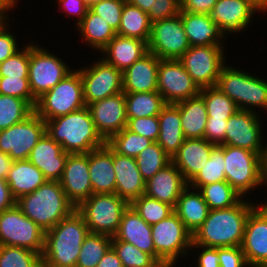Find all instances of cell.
<instances>
[{
  "label": "cell",
  "mask_w": 267,
  "mask_h": 267,
  "mask_svg": "<svg viewBox=\"0 0 267 267\" xmlns=\"http://www.w3.org/2000/svg\"><path fill=\"white\" fill-rule=\"evenodd\" d=\"M256 206L242 198L230 208L209 210L207 219L192 234V245L212 248L241 246L247 218Z\"/></svg>",
  "instance_id": "cell-1"
},
{
  "label": "cell",
  "mask_w": 267,
  "mask_h": 267,
  "mask_svg": "<svg viewBox=\"0 0 267 267\" xmlns=\"http://www.w3.org/2000/svg\"><path fill=\"white\" fill-rule=\"evenodd\" d=\"M88 234L83 216L75 209L45 232L42 267H75Z\"/></svg>",
  "instance_id": "cell-2"
},
{
  "label": "cell",
  "mask_w": 267,
  "mask_h": 267,
  "mask_svg": "<svg viewBox=\"0 0 267 267\" xmlns=\"http://www.w3.org/2000/svg\"><path fill=\"white\" fill-rule=\"evenodd\" d=\"M46 134L69 154L89 153L106 141L97 132L87 106L45 121Z\"/></svg>",
  "instance_id": "cell-3"
},
{
  "label": "cell",
  "mask_w": 267,
  "mask_h": 267,
  "mask_svg": "<svg viewBox=\"0 0 267 267\" xmlns=\"http://www.w3.org/2000/svg\"><path fill=\"white\" fill-rule=\"evenodd\" d=\"M23 214L45 232L69 216L75 205L67 198L59 181L47 180L34 192L16 200Z\"/></svg>",
  "instance_id": "cell-4"
},
{
  "label": "cell",
  "mask_w": 267,
  "mask_h": 267,
  "mask_svg": "<svg viewBox=\"0 0 267 267\" xmlns=\"http://www.w3.org/2000/svg\"><path fill=\"white\" fill-rule=\"evenodd\" d=\"M130 204L116 193L92 194L76 210L83 216L89 233L113 237L119 228L123 212Z\"/></svg>",
  "instance_id": "cell-5"
},
{
  "label": "cell",
  "mask_w": 267,
  "mask_h": 267,
  "mask_svg": "<svg viewBox=\"0 0 267 267\" xmlns=\"http://www.w3.org/2000/svg\"><path fill=\"white\" fill-rule=\"evenodd\" d=\"M85 106L82 78L80 71L76 69L38 98L34 111L47 121Z\"/></svg>",
  "instance_id": "cell-6"
},
{
  "label": "cell",
  "mask_w": 267,
  "mask_h": 267,
  "mask_svg": "<svg viewBox=\"0 0 267 267\" xmlns=\"http://www.w3.org/2000/svg\"><path fill=\"white\" fill-rule=\"evenodd\" d=\"M67 65L50 50L30 42L28 80L32 95L38 99L45 92L54 88L73 71Z\"/></svg>",
  "instance_id": "cell-7"
},
{
  "label": "cell",
  "mask_w": 267,
  "mask_h": 267,
  "mask_svg": "<svg viewBox=\"0 0 267 267\" xmlns=\"http://www.w3.org/2000/svg\"><path fill=\"white\" fill-rule=\"evenodd\" d=\"M151 233L155 260L159 264L176 263L177 258H183V255H187L188 250H191L192 233L175 213L151 225Z\"/></svg>",
  "instance_id": "cell-8"
},
{
  "label": "cell",
  "mask_w": 267,
  "mask_h": 267,
  "mask_svg": "<svg viewBox=\"0 0 267 267\" xmlns=\"http://www.w3.org/2000/svg\"><path fill=\"white\" fill-rule=\"evenodd\" d=\"M45 231L13 206L0 213V245L22 247L42 255Z\"/></svg>",
  "instance_id": "cell-9"
},
{
  "label": "cell",
  "mask_w": 267,
  "mask_h": 267,
  "mask_svg": "<svg viewBox=\"0 0 267 267\" xmlns=\"http://www.w3.org/2000/svg\"><path fill=\"white\" fill-rule=\"evenodd\" d=\"M226 181L242 196L263 186L260 153L224 145Z\"/></svg>",
  "instance_id": "cell-10"
},
{
  "label": "cell",
  "mask_w": 267,
  "mask_h": 267,
  "mask_svg": "<svg viewBox=\"0 0 267 267\" xmlns=\"http://www.w3.org/2000/svg\"><path fill=\"white\" fill-rule=\"evenodd\" d=\"M223 48L221 45L191 46L178 59L200 89L216 86L226 64Z\"/></svg>",
  "instance_id": "cell-11"
},
{
  "label": "cell",
  "mask_w": 267,
  "mask_h": 267,
  "mask_svg": "<svg viewBox=\"0 0 267 267\" xmlns=\"http://www.w3.org/2000/svg\"><path fill=\"white\" fill-rule=\"evenodd\" d=\"M45 133V121L34 111L24 121L0 131V151L14 161L27 160Z\"/></svg>",
  "instance_id": "cell-12"
},
{
  "label": "cell",
  "mask_w": 267,
  "mask_h": 267,
  "mask_svg": "<svg viewBox=\"0 0 267 267\" xmlns=\"http://www.w3.org/2000/svg\"><path fill=\"white\" fill-rule=\"evenodd\" d=\"M190 47L180 14L151 23L148 50L159 59L178 60Z\"/></svg>",
  "instance_id": "cell-13"
},
{
  "label": "cell",
  "mask_w": 267,
  "mask_h": 267,
  "mask_svg": "<svg viewBox=\"0 0 267 267\" xmlns=\"http://www.w3.org/2000/svg\"><path fill=\"white\" fill-rule=\"evenodd\" d=\"M85 105L123 92L122 71L103 58L93 65L80 67Z\"/></svg>",
  "instance_id": "cell-14"
},
{
  "label": "cell",
  "mask_w": 267,
  "mask_h": 267,
  "mask_svg": "<svg viewBox=\"0 0 267 267\" xmlns=\"http://www.w3.org/2000/svg\"><path fill=\"white\" fill-rule=\"evenodd\" d=\"M157 91L167 104L199 95L200 88L176 59H159Z\"/></svg>",
  "instance_id": "cell-15"
},
{
  "label": "cell",
  "mask_w": 267,
  "mask_h": 267,
  "mask_svg": "<svg viewBox=\"0 0 267 267\" xmlns=\"http://www.w3.org/2000/svg\"><path fill=\"white\" fill-rule=\"evenodd\" d=\"M259 112L238 110L227 122L225 145L252 152L262 151V125Z\"/></svg>",
  "instance_id": "cell-16"
},
{
  "label": "cell",
  "mask_w": 267,
  "mask_h": 267,
  "mask_svg": "<svg viewBox=\"0 0 267 267\" xmlns=\"http://www.w3.org/2000/svg\"><path fill=\"white\" fill-rule=\"evenodd\" d=\"M241 249L249 266L267 265V201L250 212Z\"/></svg>",
  "instance_id": "cell-17"
},
{
  "label": "cell",
  "mask_w": 267,
  "mask_h": 267,
  "mask_svg": "<svg viewBox=\"0 0 267 267\" xmlns=\"http://www.w3.org/2000/svg\"><path fill=\"white\" fill-rule=\"evenodd\" d=\"M97 132L107 141L127 126L125 93L107 97L87 105Z\"/></svg>",
  "instance_id": "cell-18"
},
{
  "label": "cell",
  "mask_w": 267,
  "mask_h": 267,
  "mask_svg": "<svg viewBox=\"0 0 267 267\" xmlns=\"http://www.w3.org/2000/svg\"><path fill=\"white\" fill-rule=\"evenodd\" d=\"M59 182L75 207L89 198L93 194L89 177V153L68 154Z\"/></svg>",
  "instance_id": "cell-19"
},
{
  "label": "cell",
  "mask_w": 267,
  "mask_h": 267,
  "mask_svg": "<svg viewBox=\"0 0 267 267\" xmlns=\"http://www.w3.org/2000/svg\"><path fill=\"white\" fill-rule=\"evenodd\" d=\"M258 11L250 0H218L209 15L226 35L246 30Z\"/></svg>",
  "instance_id": "cell-20"
},
{
  "label": "cell",
  "mask_w": 267,
  "mask_h": 267,
  "mask_svg": "<svg viewBox=\"0 0 267 267\" xmlns=\"http://www.w3.org/2000/svg\"><path fill=\"white\" fill-rule=\"evenodd\" d=\"M68 154L45 133L31 150L28 160L43 173L46 180L60 181Z\"/></svg>",
  "instance_id": "cell-21"
},
{
  "label": "cell",
  "mask_w": 267,
  "mask_h": 267,
  "mask_svg": "<svg viewBox=\"0 0 267 267\" xmlns=\"http://www.w3.org/2000/svg\"><path fill=\"white\" fill-rule=\"evenodd\" d=\"M188 186L183 174L171 161L145 182V195L175 207L180 194Z\"/></svg>",
  "instance_id": "cell-22"
},
{
  "label": "cell",
  "mask_w": 267,
  "mask_h": 267,
  "mask_svg": "<svg viewBox=\"0 0 267 267\" xmlns=\"http://www.w3.org/2000/svg\"><path fill=\"white\" fill-rule=\"evenodd\" d=\"M113 168L116 177L115 193L129 204L145 194V181L135 158L113 151Z\"/></svg>",
  "instance_id": "cell-23"
},
{
  "label": "cell",
  "mask_w": 267,
  "mask_h": 267,
  "mask_svg": "<svg viewBox=\"0 0 267 267\" xmlns=\"http://www.w3.org/2000/svg\"><path fill=\"white\" fill-rule=\"evenodd\" d=\"M159 58L151 52L122 72L124 93L157 91Z\"/></svg>",
  "instance_id": "cell-24"
},
{
  "label": "cell",
  "mask_w": 267,
  "mask_h": 267,
  "mask_svg": "<svg viewBox=\"0 0 267 267\" xmlns=\"http://www.w3.org/2000/svg\"><path fill=\"white\" fill-rule=\"evenodd\" d=\"M216 146L204 138L185 139L172 162L189 183L210 159Z\"/></svg>",
  "instance_id": "cell-25"
},
{
  "label": "cell",
  "mask_w": 267,
  "mask_h": 267,
  "mask_svg": "<svg viewBox=\"0 0 267 267\" xmlns=\"http://www.w3.org/2000/svg\"><path fill=\"white\" fill-rule=\"evenodd\" d=\"M113 237L133 244L155 259L151 225L147 224L131 205L123 212L118 231Z\"/></svg>",
  "instance_id": "cell-26"
},
{
  "label": "cell",
  "mask_w": 267,
  "mask_h": 267,
  "mask_svg": "<svg viewBox=\"0 0 267 267\" xmlns=\"http://www.w3.org/2000/svg\"><path fill=\"white\" fill-rule=\"evenodd\" d=\"M180 16L190 46H222L226 35L209 14L181 11Z\"/></svg>",
  "instance_id": "cell-27"
},
{
  "label": "cell",
  "mask_w": 267,
  "mask_h": 267,
  "mask_svg": "<svg viewBox=\"0 0 267 267\" xmlns=\"http://www.w3.org/2000/svg\"><path fill=\"white\" fill-rule=\"evenodd\" d=\"M107 63L124 71L149 52L148 43L130 37L116 35L101 51Z\"/></svg>",
  "instance_id": "cell-28"
},
{
  "label": "cell",
  "mask_w": 267,
  "mask_h": 267,
  "mask_svg": "<svg viewBox=\"0 0 267 267\" xmlns=\"http://www.w3.org/2000/svg\"><path fill=\"white\" fill-rule=\"evenodd\" d=\"M89 177L93 194L115 193L113 150L107 144L89 152Z\"/></svg>",
  "instance_id": "cell-29"
},
{
  "label": "cell",
  "mask_w": 267,
  "mask_h": 267,
  "mask_svg": "<svg viewBox=\"0 0 267 267\" xmlns=\"http://www.w3.org/2000/svg\"><path fill=\"white\" fill-rule=\"evenodd\" d=\"M158 119L160 132L157 143L172 159L186 139L181 126L179 109L174 104H166Z\"/></svg>",
  "instance_id": "cell-30"
},
{
  "label": "cell",
  "mask_w": 267,
  "mask_h": 267,
  "mask_svg": "<svg viewBox=\"0 0 267 267\" xmlns=\"http://www.w3.org/2000/svg\"><path fill=\"white\" fill-rule=\"evenodd\" d=\"M195 190L188 185L180 194L174 207V213L192 234L204 223L209 213L202 194L198 189Z\"/></svg>",
  "instance_id": "cell-31"
},
{
  "label": "cell",
  "mask_w": 267,
  "mask_h": 267,
  "mask_svg": "<svg viewBox=\"0 0 267 267\" xmlns=\"http://www.w3.org/2000/svg\"><path fill=\"white\" fill-rule=\"evenodd\" d=\"M46 181L43 173L28 159L15 160L6 178L16 200L23 195L34 192Z\"/></svg>",
  "instance_id": "cell-32"
},
{
  "label": "cell",
  "mask_w": 267,
  "mask_h": 267,
  "mask_svg": "<svg viewBox=\"0 0 267 267\" xmlns=\"http://www.w3.org/2000/svg\"><path fill=\"white\" fill-rule=\"evenodd\" d=\"M180 112L181 126L186 139L204 138L207 109L204 99L198 95L174 104Z\"/></svg>",
  "instance_id": "cell-33"
},
{
  "label": "cell",
  "mask_w": 267,
  "mask_h": 267,
  "mask_svg": "<svg viewBox=\"0 0 267 267\" xmlns=\"http://www.w3.org/2000/svg\"><path fill=\"white\" fill-rule=\"evenodd\" d=\"M86 45L100 51L117 35L114 29L90 9L83 20L76 25Z\"/></svg>",
  "instance_id": "cell-34"
},
{
  "label": "cell",
  "mask_w": 267,
  "mask_h": 267,
  "mask_svg": "<svg viewBox=\"0 0 267 267\" xmlns=\"http://www.w3.org/2000/svg\"><path fill=\"white\" fill-rule=\"evenodd\" d=\"M248 72L225 65L219 75L216 87L228 96L240 110H246Z\"/></svg>",
  "instance_id": "cell-35"
},
{
  "label": "cell",
  "mask_w": 267,
  "mask_h": 267,
  "mask_svg": "<svg viewBox=\"0 0 267 267\" xmlns=\"http://www.w3.org/2000/svg\"><path fill=\"white\" fill-rule=\"evenodd\" d=\"M150 33L151 22L148 14L125 1L121 13L120 27L116 34L122 37L137 38L148 43Z\"/></svg>",
  "instance_id": "cell-36"
},
{
  "label": "cell",
  "mask_w": 267,
  "mask_h": 267,
  "mask_svg": "<svg viewBox=\"0 0 267 267\" xmlns=\"http://www.w3.org/2000/svg\"><path fill=\"white\" fill-rule=\"evenodd\" d=\"M125 101L128 119L158 116L167 104L158 91L125 93Z\"/></svg>",
  "instance_id": "cell-37"
},
{
  "label": "cell",
  "mask_w": 267,
  "mask_h": 267,
  "mask_svg": "<svg viewBox=\"0 0 267 267\" xmlns=\"http://www.w3.org/2000/svg\"><path fill=\"white\" fill-rule=\"evenodd\" d=\"M209 210L227 209L236 205L242 196L227 182H215L199 189Z\"/></svg>",
  "instance_id": "cell-38"
},
{
  "label": "cell",
  "mask_w": 267,
  "mask_h": 267,
  "mask_svg": "<svg viewBox=\"0 0 267 267\" xmlns=\"http://www.w3.org/2000/svg\"><path fill=\"white\" fill-rule=\"evenodd\" d=\"M111 246V236L89 233L82 243L75 267H97V264Z\"/></svg>",
  "instance_id": "cell-39"
},
{
  "label": "cell",
  "mask_w": 267,
  "mask_h": 267,
  "mask_svg": "<svg viewBox=\"0 0 267 267\" xmlns=\"http://www.w3.org/2000/svg\"><path fill=\"white\" fill-rule=\"evenodd\" d=\"M221 181H226L224 145H218L212 150L210 159L188 185L199 189L201 186Z\"/></svg>",
  "instance_id": "cell-40"
},
{
  "label": "cell",
  "mask_w": 267,
  "mask_h": 267,
  "mask_svg": "<svg viewBox=\"0 0 267 267\" xmlns=\"http://www.w3.org/2000/svg\"><path fill=\"white\" fill-rule=\"evenodd\" d=\"M199 95L205 101L207 119L228 120L239 110L236 104L216 86L201 88Z\"/></svg>",
  "instance_id": "cell-41"
},
{
  "label": "cell",
  "mask_w": 267,
  "mask_h": 267,
  "mask_svg": "<svg viewBox=\"0 0 267 267\" xmlns=\"http://www.w3.org/2000/svg\"><path fill=\"white\" fill-rule=\"evenodd\" d=\"M33 112L26 100L0 94V131L24 121Z\"/></svg>",
  "instance_id": "cell-42"
},
{
  "label": "cell",
  "mask_w": 267,
  "mask_h": 267,
  "mask_svg": "<svg viewBox=\"0 0 267 267\" xmlns=\"http://www.w3.org/2000/svg\"><path fill=\"white\" fill-rule=\"evenodd\" d=\"M153 143L150 139L124 128L112 135L106 144L120 155L136 158L146 147Z\"/></svg>",
  "instance_id": "cell-43"
},
{
  "label": "cell",
  "mask_w": 267,
  "mask_h": 267,
  "mask_svg": "<svg viewBox=\"0 0 267 267\" xmlns=\"http://www.w3.org/2000/svg\"><path fill=\"white\" fill-rule=\"evenodd\" d=\"M135 160L145 182L172 161L157 142L146 147Z\"/></svg>",
  "instance_id": "cell-44"
},
{
  "label": "cell",
  "mask_w": 267,
  "mask_h": 267,
  "mask_svg": "<svg viewBox=\"0 0 267 267\" xmlns=\"http://www.w3.org/2000/svg\"><path fill=\"white\" fill-rule=\"evenodd\" d=\"M130 205L149 225L156 224L174 213L173 206L145 194L135 199Z\"/></svg>",
  "instance_id": "cell-45"
},
{
  "label": "cell",
  "mask_w": 267,
  "mask_h": 267,
  "mask_svg": "<svg viewBox=\"0 0 267 267\" xmlns=\"http://www.w3.org/2000/svg\"><path fill=\"white\" fill-rule=\"evenodd\" d=\"M0 267H42V257L26 248L0 245Z\"/></svg>",
  "instance_id": "cell-46"
},
{
  "label": "cell",
  "mask_w": 267,
  "mask_h": 267,
  "mask_svg": "<svg viewBox=\"0 0 267 267\" xmlns=\"http://www.w3.org/2000/svg\"><path fill=\"white\" fill-rule=\"evenodd\" d=\"M112 247L124 267H156L159 263L148 253L133 244L116 240L112 237Z\"/></svg>",
  "instance_id": "cell-47"
},
{
  "label": "cell",
  "mask_w": 267,
  "mask_h": 267,
  "mask_svg": "<svg viewBox=\"0 0 267 267\" xmlns=\"http://www.w3.org/2000/svg\"><path fill=\"white\" fill-rule=\"evenodd\" d=\"M29 43L0 63V77L28 79Z\"/></svg>",
  "instance_id": "cell-48"
},
{
  "label": "cell",
  "mask_w": 267,
  "mask_h": 267,
  "mask_svg": "<svg viewBox=\"0 0 267 267\" xmlns=\"http://www.w3.org/2000/svg\"><path fill=\"white\" fill-rule=\"evenodd\" d=\"M0 94L26 100L33 108L37 103V99L32 95L28 79L0 77Z\"/></svg>",
  "instance_id": "cell-49"
},
{
  "label": "cell",
  "mask_w": 267,
  "mask_h": 267,
  "mask_svg": "<svg viewBox=\"0 0 267 267\" xmlns=\"http://www.w3.org/2000/svg\"><path fill=\"white\" fill-rule=\"evenodd\" d=\"M255 106L267 110V81L248 73L246 110L255 112Z\"/></svg>",
  "instance_id": "cell-50"
},
{
  "label": "cell",
  "mask_w": 267,
  "mask_h": 267,
  "mask_svg": "<svg viewBox=\"0 0 267 267\" xmlns=\"http://www.w3.org/2000/svg\"><path fill=\"white\" fill-rule=\"evenodd\" d=\"M126 0H101L90 6V10L101 16L115 32L120 27L122 9Z\"/></svg>",
  "instance_id": "cell-51"
},
{
  "label": "cell",
  "mask_w": 267,
  "mask_h": 267,
  "mask_svg": "<svg viewBox=\"0 0 267 267\" xmlns=\"http://www.w3.org/2000/svg\"><path fill=\"white\" fill-rule=\"evenodd\" d=\"M126 128L133 133L139 134L157 142L160 132L158 116L128 119Z\"/></svg>",
  "instance_id": "cell-52"
},
{
  "label": "cell",
  "mask_w": 267,
  "mask_h": 267,
  "mask_svg": "<svg viewBox=\"0 0 267 267\" xmlns=\"http://www.w3.org/2000/svg\"><path fill=\"white\" fill-rule=\"evenodd\" d=\"M181 12V0H155L150 6L148 17L151 23L177 16Z\"/></svg>",
  "instance_id": "cell-53"
},
{
  "label": "cell",
  "mask_w": 267,
  "mask_h": 267,
  "mask_svg": "<svg viewBox=\"0 0 267 267\" xmlns=\"http://www.w3.org/2000/svg\"><path fill=\"white\" fill-rule=\"evenodd\" d=\"M220 267H249L241 246L218 248Z\"/></svg>",
  "instance_id": "cell-54"
},
{
  "label": "cell",
  "mask_w": 267,
  "mask_h": 267,
  "mask_svg": "<svg viewBox=\"0 0 267 267\" xmlns=\"http://www.w3.org/2000/svg\"><path fill=\"white\" fill-rule=\"evenodd\" d=\"M7 21L9 20L0 23V63L19 51L16 35L9 32Z\"/></svg>",
  "instance_id": "cell-55"
},
{
  "label": "cell",
  "mask_w": 267,
  "mask_h": 267,
  "mask_svg": "<svg viewBox=\"0 0 267 267\" xmlns=\"http://www.w3.org/2000/svg\"><path fill=\"white\" fill-rule=\"evenodd\" d=\"M228 120L207 119L204 139L215 145H225V134Z\"/></svg>",
  "instance_id": "cell-56"
},
{
  "label": "cell",
  "mask_w": 267,
  "mask_h": 267,
  "mask_svg": "<svg viewBox=\"0 0 267 267\" xmlns=\"http://www.w3.org/2000/svg\"><path fill=\"white\" fill-rule=\"evenodd\" d=\"M59 3V6L62 7L64 10L63 12L69 17V15H73V17L76 15V25H78L84 18V16L87 14L89 10V6L84 0H57ZM67 13H66V12Z\"/></svg>",
  "instance_id": "cell-57"
},
{
  "label": "cell",
  "mask_w": 267,
  "mask_h": 267,
  "mask_svg": "<svg viewBox=\"0 0 267 267\" xmlns=\"http://www.w3.org/2000/svg\"><path fill=\"white\" fill-rule=\"evenodd\" d=\"M199 248L202 251L198 254L197 267H220L218 248L191 245V249Z\"/></svg>",
  "instance_id": "cell-58"
},
{
  "label": "cell",
  "mask_w": 267,
  "mask_h": 267,
  "mask_svg": "<svg viewBox=\"0 0 267 267\" xmlns=\"http://www.w3.org/2000/svg\"><path fill=\"white\" fill-rule=\"evenodd\" d=\"M218 0H181V11L209 14Z\"/></svg>",
  "instance_id": "cell-59"
},
{
  "label": "cell",
  "mask_w": 267,
  "mask_h": 267,
  "mask_svg": "<svg viewBox=\"0 0 267 267\" xmlns=\"http://www.w3.org/2000/svg\"><path fill=\"white\" fill-rule=\"evenodd\" d=\"M16 205V199L13 197L6 179L0 178V213Z\"/></svg>",
  "instance_id": "cell-60"
},
{
  "label": "cell",
  "mask_w": 267,
  "mask_h": 267,
  "mask_svg": "<svg viewBox=\"0 0 267 267\" xmlns=\"http://www.w3.org/2000/svg\"><path fill=\"white\" fill-rule=\"evenodd\" d=\"M97 267H124L122 261L119 259L114 248L111 246L100 262L97 264Z\"/></svg>",
  "instance_id": "cell-61"
},
{
  "label": "cell",
  "mask_w": 267,
  "mask_h": 267,
  "mask_svg": "<svg viewBox=\"0 0 267 267\" xmlns=\"http://www.w3.org/2000/svg\"><path fill=\"white\" fill-rule=\"evenodd\" d=\"M14 160L6 153L0 151V178L6 179Z\"/></svg>",
  "instance_id": "cell-62"
},
{
  "label": "cell",
  "mask_w": 267,
  "mask_h": 267,
  "mask_svg": "<svg viewBox=\"0 0 267 267\" xmlns=\"http://www.w3.org/2000/svg\"><path fill=\"white\" fill-rule=\"evenodd\" d=\"M260 166H261V179L262 183L267 185V144L262 145V151L260 153Z\"/></svg>",
  "instance_id": "cell-63"
},
{
  "label": "cell",
  "mask_w": 267,
  "mask_h": 267,
  "mask_svg": "<svg viewBox=\"0 0 267 267\" xmlns=\"http://www.w3.org/2000/svg\"><path fill=\"white\" fill-rule=\"evenodd\" d=\"M17 2L18 0H0V20L2 22L8 20L6 17L9 15H6V13H8L7 11L10 13V10L17 5Z\"/></svg>",
  "instance_id": "cell-64"
},
{
  "label": "cell",
  "mask_w": 267,
  "mask_h": 267,
  "mask_svg": "<svg viewBox=\"0 0 267 267\" xmlns=\"http://www.w3.org/2000/svg\"><path fill=\"white\" fill-rule=\"evenodd\" d=\"M130 4L140 8L145 13L149 12L150 6L155 0H126Z\"/></svg>",
  "instance_id": "cell-65"
},
{
  "label": "cell",
  "mask_w": 267,
  "mask_h": 267,
  "mask_svg": "<svg viewBox=\"0 0 267 267\" xmlns=\"http://www.w3.org/2000/svg\"><path fill=\"white\" fill-rule=\"evenodd\" d=\"M259 10L264 13L267 12V1L266 0H250Z\"/></svg>",
  "instance_id": "cell-66"
},
{
  "label": "cell",
  "mask_w": 267,
  "mask_h": 267,
  "mask_svg": "<svg viewBox=\"0 0 267 267\" xmlns=\"http://www.w3.org/2000/svg\"><path fill=\"white\" fill-rule=\"evenodd\" d=\"M176 263H161L158 264L156 267H175Z\"/></svg>",
  "instance_id": "cell-67"
},
{
  "label": "cell",
  "mask_w": 267,
  "mask_h": 267,
  "mask_svg": "<svg viewBox=\"0 0 267 267\" xmlns=\"http://www.w3.org/2000/svg\"><path fill=\"white\" fill-rule=\"evenodd\" d=\"M87 5L90 7L92 6L93 4L97 3V2H100L101 0H84Z\"/></svg>",
  "instance_id": "cell-68"
},
{
  "label": "cell",
  "mask_w": 267,
  "mask_h": 267,
  "mask_svg": "<svg viewBox=\"0 0 267 267\" xmlns=\"http://www.w3.org/2000/svg\"><path fill=\"white\" fill-rule=\"evenodd\" d=\"M249 267H267V265L249 266Z\"/></svg>",
  "instance_id": "cell-69"
}]
</instances>
